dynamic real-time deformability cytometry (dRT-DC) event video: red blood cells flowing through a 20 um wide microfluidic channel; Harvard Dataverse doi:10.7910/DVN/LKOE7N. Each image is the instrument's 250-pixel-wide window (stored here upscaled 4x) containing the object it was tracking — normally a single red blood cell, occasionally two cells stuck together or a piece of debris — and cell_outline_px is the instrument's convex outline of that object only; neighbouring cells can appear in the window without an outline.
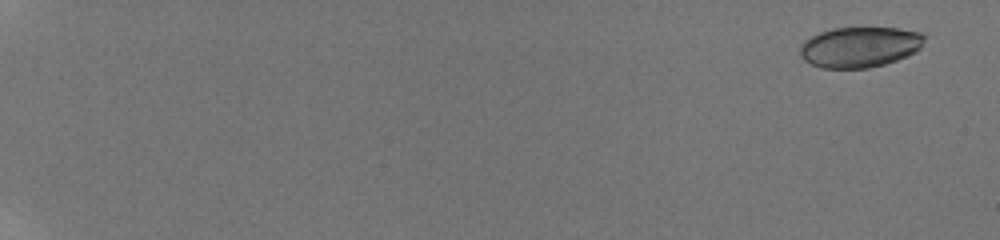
{"species": "human", "species_latin": "Homo sapiens", "temperature_condition": "room temperature", "stored_images_in_passage": 10, "camera_frame_rate_fps": 3000, "um_per_image_px": 0.085, "donor": {"sex": "male"}, "frame": {"image": 1, "passage_image": 2, "time_ms": 1.0, "image_size_px": [1000, 240], "cell_outline_px": [[928, 32], [920, 48], [916, 52], [908, 56], [884, 64], [868, 68], [824, 68], [812, 64], [804, 60], [800, 56], [800, 44], [804, 40], [820, 32], [832, 28], [900, 28]], "centroid_in_image_um": [73.12, 3.98], "position_along_channel_um": 11.9, "area_um2": 29.71}}
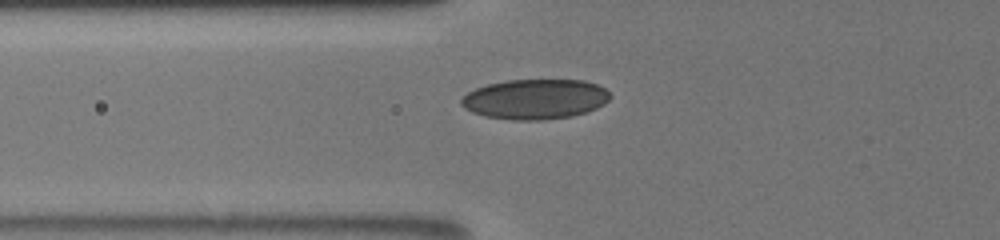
{"frame": {"image": 2, "passage_image": 9, "time_ms": 8.667, "image_size_px": [1000, 240], "cell_outline_px": [[612, 96], [604, 104], [588, 112], [572, 116], [540, 120], [512, 120], [484, 116], [472, 112], [464, 108], [460, 104], [460, 100], [468, 92], [476, 88], [488, 84], [504, 80], [584, 80], [596, 84], [604, 88]], "centroid_in_image_um": [45.48, 8.43], "position_along_channel_um": 80.3, "area_um2": 34.85}}
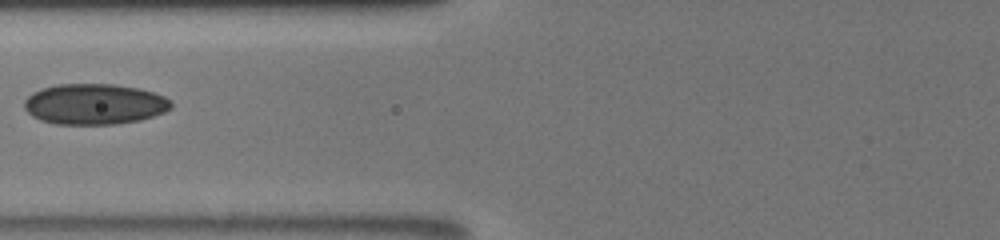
{"frame": {"image": 3, "passage_image": 10, "time_ms": 9.667, "image_size_px": [1000, 240], "cell_outline_px": [[172, 108], [164, 112], [140, 120], [116, 124], [56, 124], [40, 120], [32, 116], [24, 108], [24, 100], [32, 92], [40, 88], [56, 84], [112, 84], [140, 88], [164, 96], [172, 104]], "centroid_in_image_um": [8.0, 8.84], "position_along_channel_um": 117.8, "area_um2": 34.97}}